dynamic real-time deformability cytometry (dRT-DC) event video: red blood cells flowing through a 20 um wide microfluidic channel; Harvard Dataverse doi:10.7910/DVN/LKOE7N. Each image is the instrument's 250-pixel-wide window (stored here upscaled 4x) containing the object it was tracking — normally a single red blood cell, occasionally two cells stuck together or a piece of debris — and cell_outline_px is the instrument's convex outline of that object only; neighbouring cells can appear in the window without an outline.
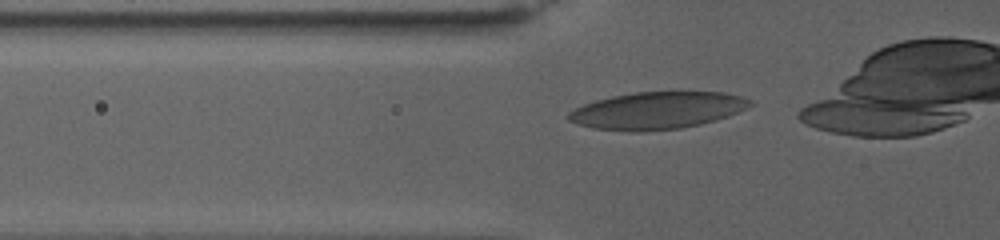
{"species": "human", "species_latin": "Homo sapiens", "temperature_condition": "warm", "stored_images_in_passage": 37, "camera_frame_rate_fps": 3000, "um_per_image_px": 0.085, "donor": {"sex": "female"}, "frame": {"image": 1, "passage_image": 10, "time_ms": 3.0, "image_size_px": [1000, 240], "cell_outline_px": [[752, 104], [728, 116], [700, 124], [680, 128], [640, 132], [628, 132], [592, 128], [568, 120], [568, 112], [584, 104], [596, 100], [612, 96], [632, 92], [676, 88], [724, 92], [740, 96], [752, 100]], "centroid_in_image_um": [55.88, 9.34], "position_along_channel_um": 69.9, "area_um2": 40.46}}
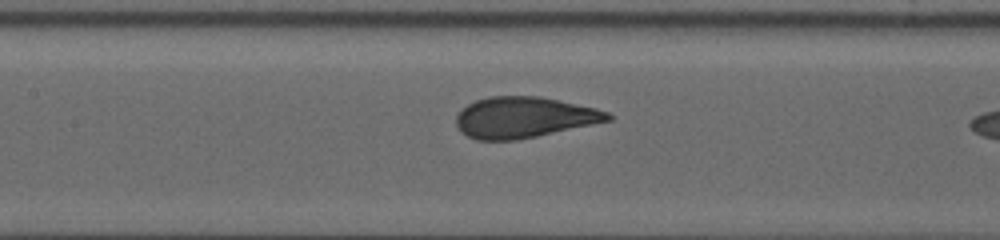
{"frame": {"image": 2, "passage_image": 21, "time_ms": 6.667, "image_size_px": [1000, 240], "cell_outline_px": [[612, 120], [536, 136], [516, 140], [476, 140], [460, 132], [456, 124], [456, 116], [468, 104], [476, 100], [488, 96], [540, 96], [596, 108], [608, 112], [612, 116]], "centroid_in_image_um": [44.52, 9.97], "position_along_channel_um": 162.9, "area_um2": 36.01}}
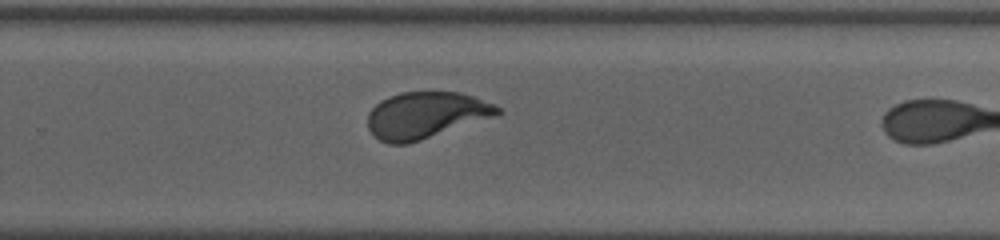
{"frame": {"image": 3, "passage_image": 36, "time_ms": 11.667, "image_size_px": [1000, 240], "cell_outline_px": [[504, 112], [408, 144], [388, 144], [380, 140], [368, 128], [368, 112], [380, 100], [388, 96], [400, 92], [460, 92], [496, 104]], "centroid_in_image_um": [36.15, 9.77], "position_along_channel_um": 293.6, "area_um2": 34.8}}